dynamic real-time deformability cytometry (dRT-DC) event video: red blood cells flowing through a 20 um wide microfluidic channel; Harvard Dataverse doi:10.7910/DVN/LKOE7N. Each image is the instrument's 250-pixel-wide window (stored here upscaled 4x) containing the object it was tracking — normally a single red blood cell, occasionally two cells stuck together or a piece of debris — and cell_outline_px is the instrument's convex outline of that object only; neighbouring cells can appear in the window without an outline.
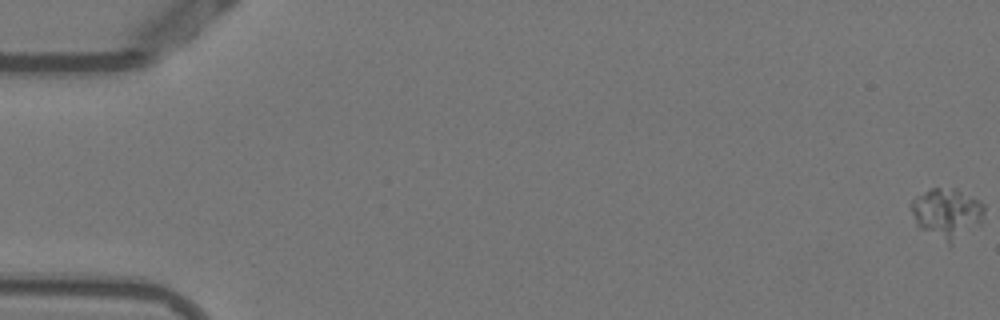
{"species": "Egyptian fruit bat (a non-hibernating species)", "species_latin": "Rousettus aegyptiacus", "temperature_condition": "warm", "stored_images_in_passage": 56, "segment_of_instrument_passage": [1, 2], "camera_frame_rate_fps": 3000, "um_per_image_px": 0.085, "animal": {"sex": "female"}, "frame": {"image": 1, "passage_image": 1, "time_ms": 0.0, "image_size_px": [1000, 320], "cell_outline_px": [[984, 212], [980, 224], [952, 244], [948, 244], [920, 228], [916, 224], [908, 204], [916, 196], [932, 188], [956, 188], [980, 200], [984, 204]], "centroid_in_image_um": [80.48, 18.11], "position_along_channel_um": 4.5, "area_um2": 21.5}}
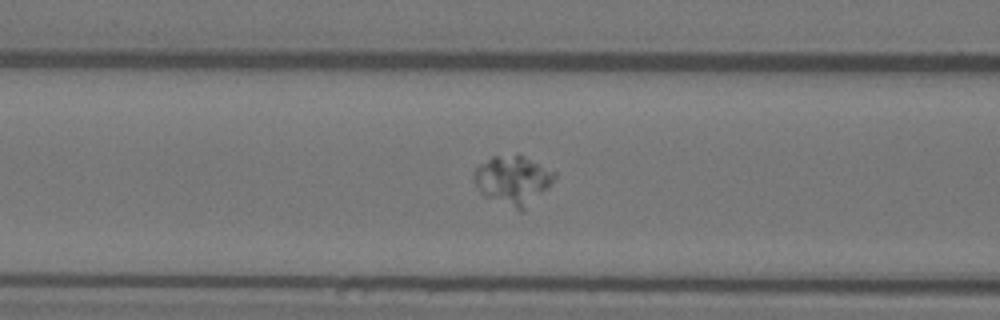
{"frame": {"image": 2, "passage_image": 23, "time_ms": 7.333, "image_size_px": [1000, 320], "cell_outline_px": [[556, 176], [520, 212], [484, 196], [480, 192], [472, 180], [472, 172], [480, 164], [492, 156], [520, 152], [556, 172]], "centroid_in_image_um": [43.52, 15.24], "position_along_channel_um": 123.1, "area_um2": 23.0}}
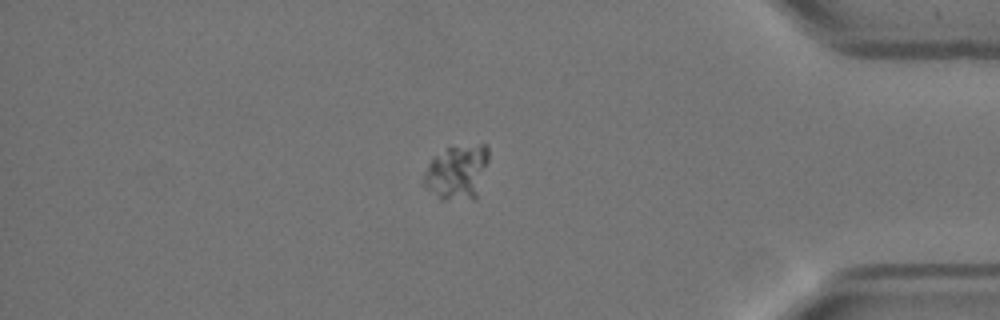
{"frame": {"image": 3, "passage_image": 47, "time_ms": 15.333, "image_size_px": [1000, 320], "cell_outline_px": [[488, 160], [476, 200], [440, 200], [424, 184], [424, 172], [432, 156], [448, 148], [480, 144], [488, 144]], "centroid_in_image_um": [38.86, 14.65], "position_along_channel_um": 396.3, "area_um2": 20.69}}